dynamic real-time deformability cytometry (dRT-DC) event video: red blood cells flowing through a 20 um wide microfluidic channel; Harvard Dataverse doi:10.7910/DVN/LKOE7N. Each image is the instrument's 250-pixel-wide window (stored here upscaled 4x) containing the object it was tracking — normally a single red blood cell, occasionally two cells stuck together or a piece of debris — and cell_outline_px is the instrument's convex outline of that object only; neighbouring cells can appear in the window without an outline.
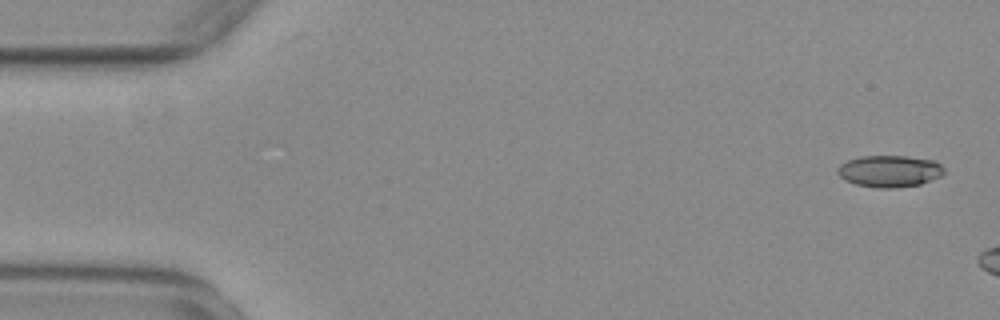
{"species": "common noctule bat (a hibernating species)", "species_latin": "Nyctalus noctula", "temperature_condition": "warm", "stored_images_in_passage": 7, "camera_frame_rate_fps": 3000, "um_per_image_px": 0.085, "animal": {"sex": "female", "body_mass_g": 29.2, "forearm_length_mm": 56.3}, "frame": {"image": 1, "passage_image": 2, "time_ms": 0.333, "image_size_px": [1000, 320], "cell_outline_px": [[944, 172], [940, 176], [920, 184], [896, 188], [876, 188], [856, 184], [844, 180], [836, 172], [836, 168], [840, 164], [848, 160], [860, 156], [908, 156], [936, 160], [944, 168]], "centroid_in_image_um": [75.59, 14.54], "position_along_channel_um": 9.4, "area_um2": 19.88}}